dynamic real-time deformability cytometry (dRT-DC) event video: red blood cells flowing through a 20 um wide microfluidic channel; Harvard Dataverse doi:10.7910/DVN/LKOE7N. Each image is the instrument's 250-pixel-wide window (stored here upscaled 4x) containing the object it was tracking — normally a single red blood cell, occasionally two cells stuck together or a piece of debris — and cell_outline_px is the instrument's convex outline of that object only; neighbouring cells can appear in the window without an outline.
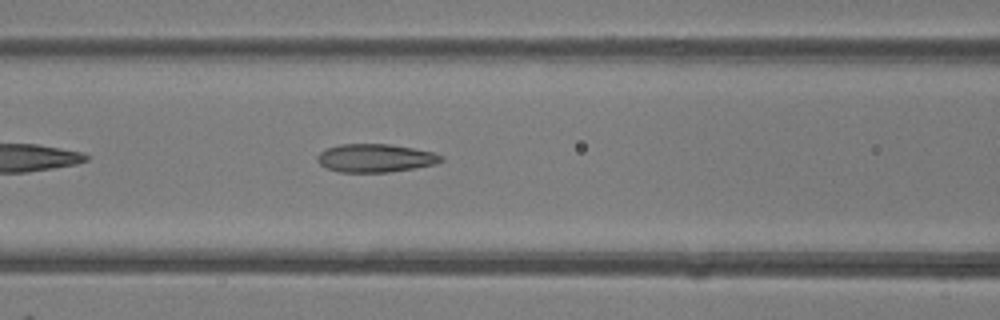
{"species": "common noctule bat (a hibernating species)", "species_latin": "Nyctalus noctula", "temperature_condition": "room temperature", "stored_images_in_passage": 14, "camera_frame_rate_fps": 3000, "um_per_image_px": 0.085, "animal": {"sex": "female"}, "frame": {"image": 1, "passage_image": 8, "time_ms": 2.333, "image_size_px": [1000, 320], "cell_outline_px": [[444, 160], [436, 164], [416, 168], [388, 172], [340, 172], [328, 168], [320, 164], [316, 160], [316, 156], [324, 148], [340, 144], [388, 144], [412, 148], [432, 152], [444, 156]], "centroid_in_image_um": [31.9, 13.43], "position_along_channel_um": 134.7, "area_um2": 20.46}}
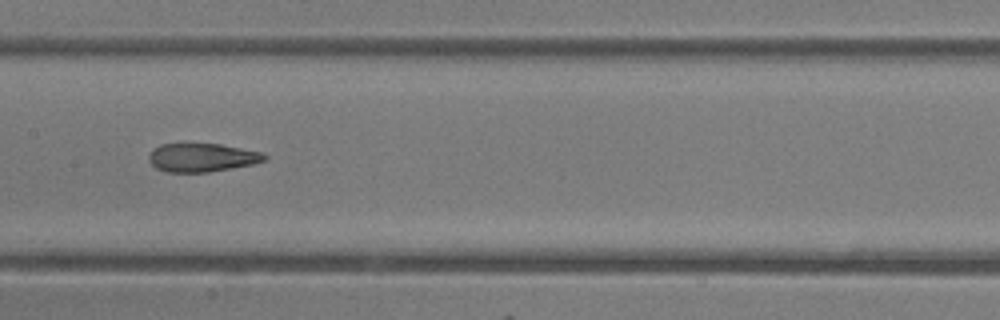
{"frame": {"image": 2, "passage_image": 12, "time_ms": 3.667, "image_size_px": [1000, 320], "cell_outline_px": [[268, 160], [252, 164], [232, 168], [208, 172], [168, 172], [156, 168], [148, 160], [148, 156], [152, 148], [160, 144], [220, 144], [264, 152], [268, 156]], "centroid_in_image_um": [17.19, 13.39], "position_along_channel_um": 190.2, "area_um2": 19.36}}